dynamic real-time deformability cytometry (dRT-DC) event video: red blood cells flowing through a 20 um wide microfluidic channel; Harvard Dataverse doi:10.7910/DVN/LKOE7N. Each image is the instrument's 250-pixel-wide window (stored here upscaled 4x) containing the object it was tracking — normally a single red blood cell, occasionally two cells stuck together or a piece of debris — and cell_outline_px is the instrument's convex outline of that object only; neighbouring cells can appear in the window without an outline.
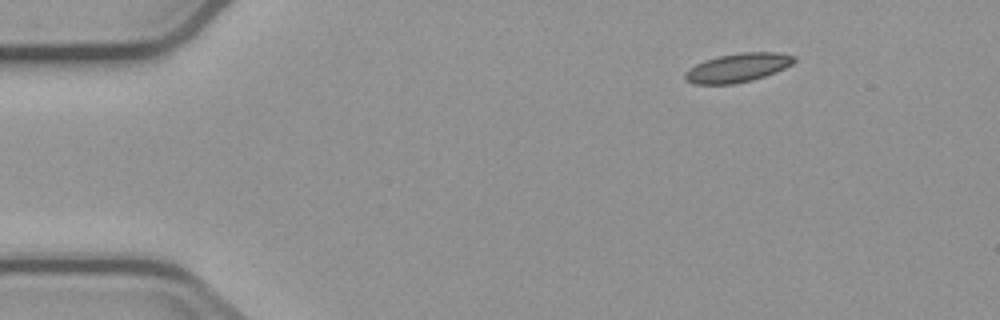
{"species": "common noctule bat (a hibernating species)", "species_latin": "Nyctalus noctula", "temperature_condition": "cold", "stored_images_in_passage": 3, "camera_frame_rate_fps": 3000, "um_per_image_px": 0.085, "animal": {"sex": "male", "body_mass_g": 23.1, "forearm_length_mm": 52.7}, "frame": {"image": 1, "passage_image": 1, "time_ms": 0.0, "image_size_px": [1000, 320], "cell_outline_px": [[796, 60], [792, 64], [776, 72], [752, 80], [736, 84], [692, 84], [684, 80], [684, 72], [688, 68], [704, 60], [716, 56], [740, 52], [780, 52], [796, 56]], "centroid_in_image_um": [62.68, 5.75], "position_along_channel_um": 22.3, "area_um2": 18.67}}